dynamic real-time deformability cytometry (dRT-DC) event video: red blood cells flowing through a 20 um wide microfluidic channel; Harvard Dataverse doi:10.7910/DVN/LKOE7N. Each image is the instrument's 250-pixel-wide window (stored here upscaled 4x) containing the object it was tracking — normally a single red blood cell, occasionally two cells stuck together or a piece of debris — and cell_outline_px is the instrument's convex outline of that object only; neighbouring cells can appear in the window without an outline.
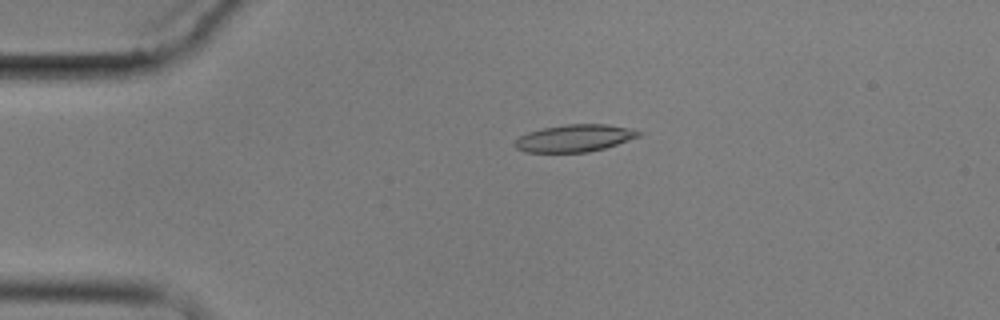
{"species": "common noctule bat (a hibernating species)", "species_latin": "Nyctalus noctula", "temperature_condition": "cold", "stored_images_in_passage": 4, "camera_frame_rate_fps": 3000, "um_per_image_px": 0.085, "animal": {"sex": "male", "body_mass_g": 17.9}, "frame": {"image": 1, "passage_image": 4, "time_ms": 3.667, "image_size_px": [1000, 320], "cell_outline_px": [[644, 132], [640, 136], [604, 148], [588, 152], [524, 152], [516, 148], [512, 144], [520, 136], [528, 132], [544, 128], [568, 124], [608, 124], [628, 128]], "centroid_in_image_um": [48.83, 11.74], "position_along_channel_um": 36.2, "area_um2": 19.54}}